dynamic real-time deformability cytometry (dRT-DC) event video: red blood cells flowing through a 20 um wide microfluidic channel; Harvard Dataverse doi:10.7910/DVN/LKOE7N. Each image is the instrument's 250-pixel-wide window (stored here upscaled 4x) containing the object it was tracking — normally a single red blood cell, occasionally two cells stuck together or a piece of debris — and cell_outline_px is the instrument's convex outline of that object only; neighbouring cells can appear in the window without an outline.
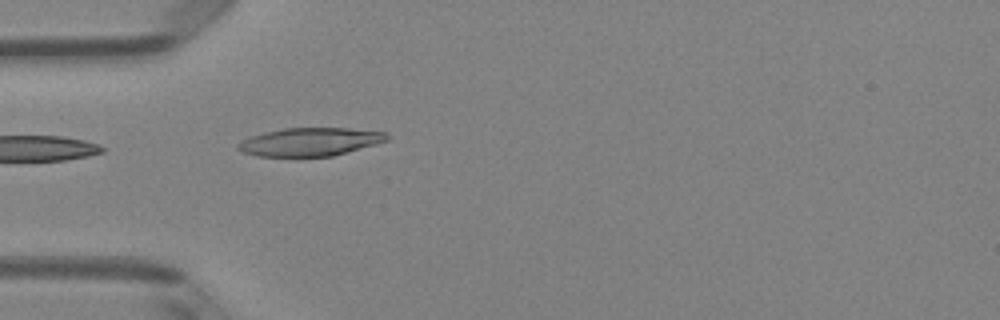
{"species": "Egyptian fruit bat (a non-hibernating species)", "species_latin": "Rousettus aegyptiacus", "temperature_condition": "room temperature", "stored_images_in_passage": 5, "camera_frame_rate_fps": 3000, "um_per_image_px": 0.085, "animal": {"sex": "female"}, "frame": {"image": 1, "passage_image": 5, "time_ms": 1.333, "image_size_px": [1000, 320], "cell_outline_px": [[392, 136], [388, 140], [376, 144], [332, 156], [256, 156], [244, 152], [236, 148], [236, 144], [252, 136], [264, 132], [284, 128], [348, 128], [388, 132]], "centroid_in_image_um": [26.4, 12.05], "position_along_channel_um": 58.6, "area_um2": 24.45}}